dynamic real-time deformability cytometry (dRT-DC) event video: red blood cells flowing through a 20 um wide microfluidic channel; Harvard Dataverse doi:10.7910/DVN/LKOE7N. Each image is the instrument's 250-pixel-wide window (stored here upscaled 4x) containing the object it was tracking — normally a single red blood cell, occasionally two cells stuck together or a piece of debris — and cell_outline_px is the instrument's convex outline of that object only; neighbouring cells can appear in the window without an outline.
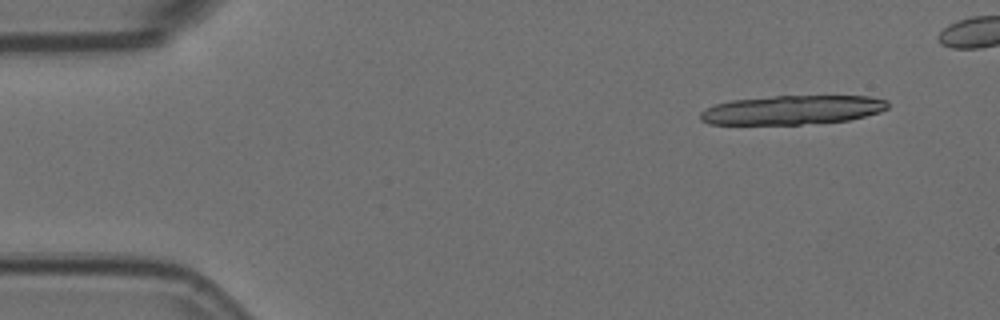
{"species": "Egyptian fruit bat (a non-hibernating species)", "species_latin": "Rousettus aegyptiacus", "temperature_condition": "room temperature", "stored_images_in_passage": 4, "camera_frame_rate_fps": 3000, "um_per_image_px": 0.085, "animal": {"sex": "female"}, "frame": {"image": 1, "passage_image": 1, "time_ms": 0.0, "image_size_px": [1000, 320], "cell_outline_px": [[888, 108], [880, 112], [848, 120], [800, 124], [708, 124], [700, 120], [700, 112], [716, 104], [732, 100], [776, 96], [868, 96], [888, 100]], "centroid_in_image_um": [67.36, 9.34], "position_along_channel_um": 17.6, "area_um2": 31.56}}